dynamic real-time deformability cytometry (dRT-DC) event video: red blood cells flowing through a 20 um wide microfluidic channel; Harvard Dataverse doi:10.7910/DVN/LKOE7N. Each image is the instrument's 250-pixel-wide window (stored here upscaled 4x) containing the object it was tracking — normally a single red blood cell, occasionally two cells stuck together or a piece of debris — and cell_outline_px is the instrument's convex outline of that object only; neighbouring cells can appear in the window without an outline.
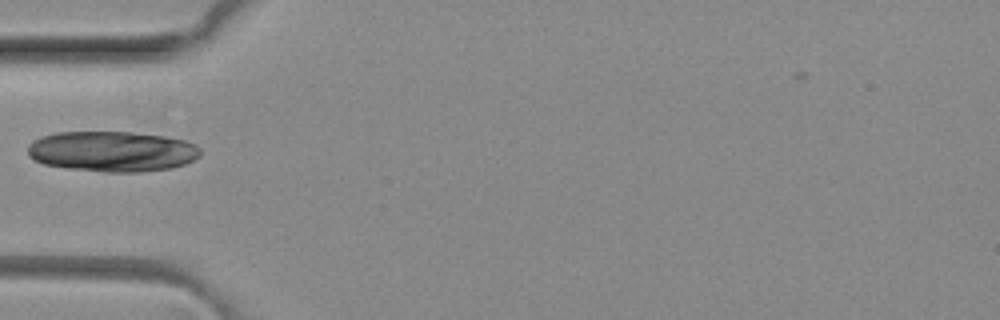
{"species": "common noctule bat (a hibernating species)", "species_latin": "Nyctalus noctula", "temperature_condition": "room temperature", "stored_images_in_passage": 3, "camera_frame_rate_fps": 3000, "um_per_image_px": 0.085, "animal": {"sex": "female", "body_mass_g": 29.2, "forearm_length_mm": 56.3}, "frame": {"image": 1, "passage_image": 2, "time_ms": 0.333, "image_size_px": [1000, 320], "cell_outline_px": [[200, 156], [184, 164], [172, 168], [140, 172], [104, 172], [68, 168], [44, 164], [28, 156], [28, 144], [32, 140], [40, 136], [56, 132], [128, 132], [164, 136], [184, 140], [196, 144], [200, 148]], "centroid_in_image_um": [9.52, 12.87], "position_along_channel_um": 75.5, "area_um2": 40.86}}
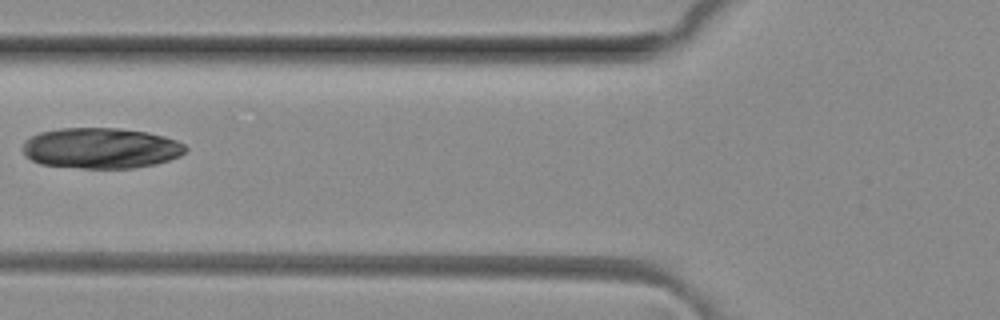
{"frame": {"image": 2, "passage_image": 3, "time_ms": 0.667, "image_size_px": [1000, 320], "cell_outline_px": [[188, 148], [180, 156], [156, 164], [132, 168], [80, 168], [40, 164], [24, 156], [20, 148], [24, 140], [40, 132], [60, 128], [120, 128], [148, 132], [164, 136], [176, 140], [184, 144]], "centroid_in_image_um": [8.54, 12.59], "position_along_channel_um": 117.3, "area_um2": 38.96}}